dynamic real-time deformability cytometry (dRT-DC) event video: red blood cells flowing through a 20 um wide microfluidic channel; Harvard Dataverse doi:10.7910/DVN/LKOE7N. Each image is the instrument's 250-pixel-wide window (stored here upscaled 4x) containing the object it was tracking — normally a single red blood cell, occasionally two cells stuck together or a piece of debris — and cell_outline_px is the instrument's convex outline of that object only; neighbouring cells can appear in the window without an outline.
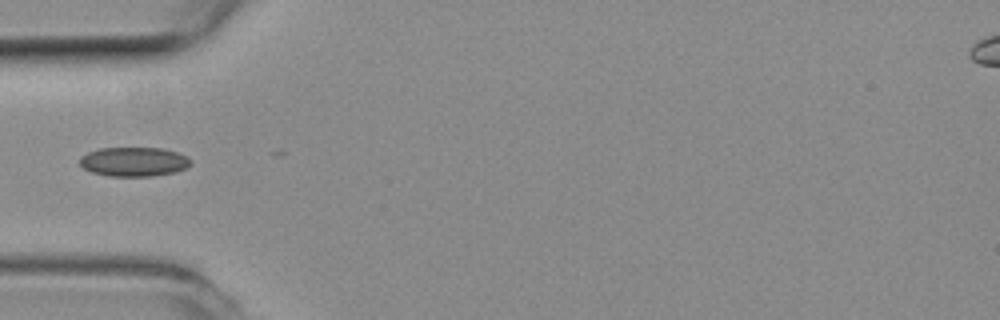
{"species": "common noctule bat (a hibernating species)", "species_latin": "Nyctalus noctula", "temperature_condition": "room temperature", "stored_images_in_passage": 9, "camera_frame_rate_fps": 3000, "um_per_image_px": 0.085, "animal": {"sex": "female", "body_mass_g": 19.3, "forearm_length_mm": 54.1}, "frame": {"image": 1, "passage_image": 1, "time_ms": 0.0, "image_size_px": [1000, 320], "cell_outline_px": [[192, 164], [176, 172], [152, 176], [108, 176], [92, 172], [84, 168], [80, 164], [80, 156], [88, 152], [100, 148], [164, 148], [176, 152], [192, 160]], "centroid_in_image_um": [11.37, 13.75], "position_along_channel_um": 73.6, "area_um2": 18.9}}